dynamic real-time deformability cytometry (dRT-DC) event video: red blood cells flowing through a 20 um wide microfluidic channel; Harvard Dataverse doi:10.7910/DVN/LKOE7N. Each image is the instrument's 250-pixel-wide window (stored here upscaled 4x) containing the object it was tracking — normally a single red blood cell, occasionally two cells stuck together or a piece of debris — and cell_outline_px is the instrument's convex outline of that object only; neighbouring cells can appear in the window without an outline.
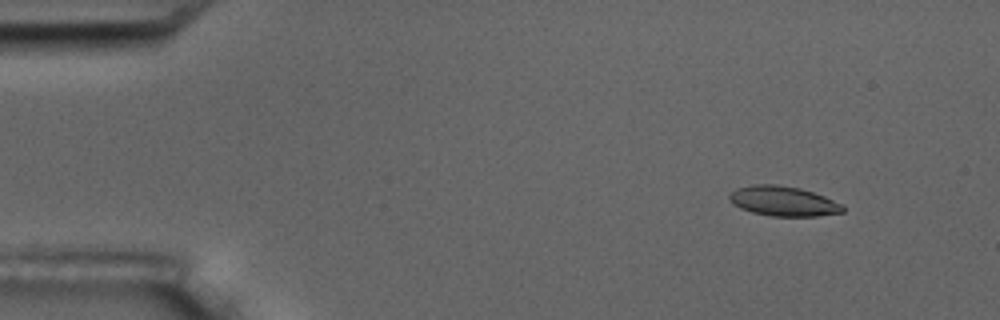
{"species": "common noctule bat (a hibernating species)", "species_latin": "Nyctalus noctula", "temperature_condition": "room temperature", "stored_images_in_passage": 4, "camera_frame_rate_fps": 3000, "um_per_image_px": 0.085, "animal": {"sex": "male", "body_mass_g": 17.5, "forearm_length_mm": 52.3}, "frame": {"image": 1, "passage_image": 1, "time_ms": 0.0, "image_size_px": [1000, 320], "cell_outline_px": [[844, 212], [816, 216], [772, 216], [752, 212], [740, 208], [732, 204], [728, 200], [728, 196], [736, 188], [752, 184], [776, 184], [800, 188], [824, 196], [844, 204]], "centroid_in_image_um": [66.57, 17.09], "position_along_channel_um": 18.4, "area_um2": 19.88}}
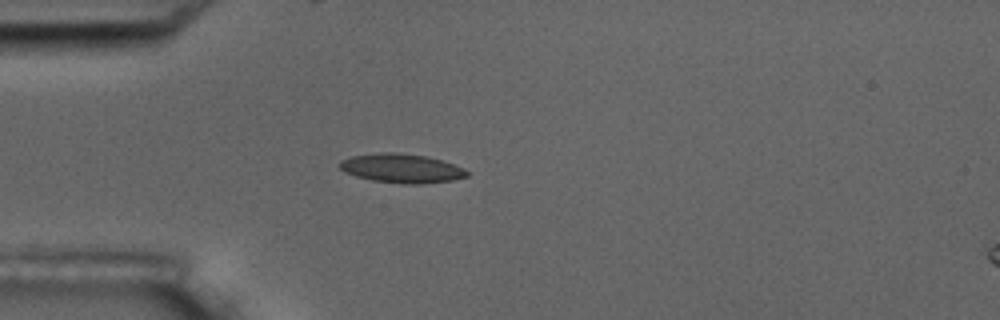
{"frame": {"image": 2, "passage_image": 3, "time_ms": 3.333, "image_size_px": [1000, 320], "cell_outline_px": [[468, 176], [452, 180], [420, 184], [404, 184], [372, 180], [356, 176], [344, 172], [336, 164], [340, 160], [352, 156], [380, 152], [392, 152], [424, 156], [440, 160], [464, 168], [468, 172]], "centroid_in_image_um": [34.08, 14.31], "position_along_channel_um": 50.9, "area_um2": 21.44}}